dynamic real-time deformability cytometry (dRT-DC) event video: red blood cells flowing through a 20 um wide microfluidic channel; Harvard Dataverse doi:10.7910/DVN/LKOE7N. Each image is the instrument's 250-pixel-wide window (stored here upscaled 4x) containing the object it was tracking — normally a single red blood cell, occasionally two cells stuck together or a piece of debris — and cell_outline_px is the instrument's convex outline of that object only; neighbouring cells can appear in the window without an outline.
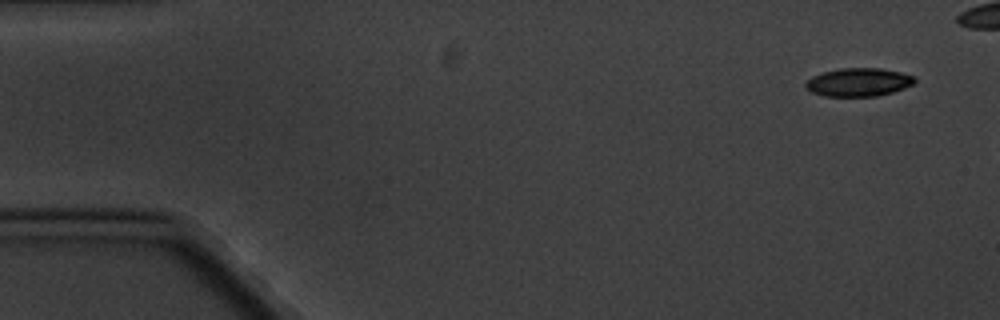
{"species": "common noctule bat (a hibernating species)", "species_latin": "Nyctalus noctula", "temperature_condition": "cold", "stored_images_in_passage": 3, "camera_frame_rate_fps": 3000, "um_per_image_px": 0.085, "animal": {"sex": "male", "body_mass_g": 20.1, "forearm_length_mm": 53.5}, "frame": {"image": 1, "passage_image": 1, "time_ms": 0.0, "image_size_px": [1000, 320], "cell_outline_px": [[916, 80], [912, 84], [904, 88], [892, 92], [876, 96], [824, 96], [812, 92], [804, 88], [804, 84], [812, 76], [824, 72], [840, 68], [880, 68], [900, 72], [912, 76]], "centroid_in_image_um": [72.94, 6.99], "position_along_channel_um": 12.1, "area_um2": 17.86}}